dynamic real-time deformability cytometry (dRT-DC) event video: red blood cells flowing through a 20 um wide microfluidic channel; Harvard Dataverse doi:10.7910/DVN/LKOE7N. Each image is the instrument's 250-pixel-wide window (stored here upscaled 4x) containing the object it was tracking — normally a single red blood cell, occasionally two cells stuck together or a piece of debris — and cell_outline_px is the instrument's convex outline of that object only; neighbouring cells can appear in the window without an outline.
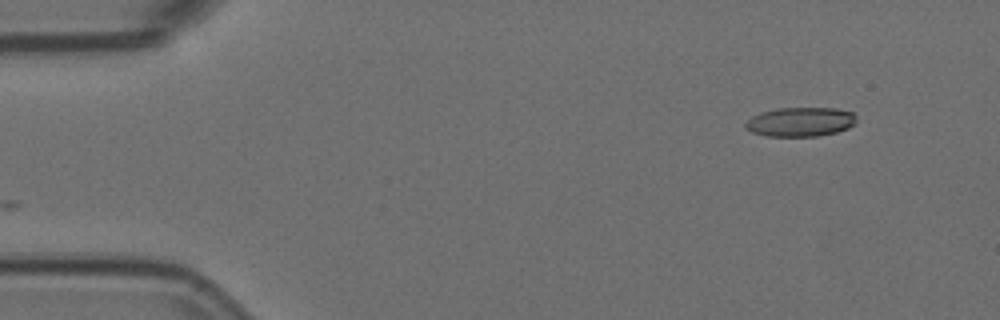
{"species": "Egyptian fruit bat (a non-hibernating species)", "species_latin": "Rousettus aegyptiacus", "temperature_condition": "room temperature", "stored_images_in_passage": 52, "camera_frame_rate_fps": 3000, "um_per_image_px": 0.085, "animal": {"sex": "female"}, "frame": {"image": 1, "passage_image": 1, "time_ms": 0.0, "image_size_px": [1000, 320], "cell_outline_px": [[856, 124], [848, 128], [836, 132], [816, 136], [768, 136], [752, 132], [744, 128], [744, 124], [752, 116], [760, 112], [776, 108], [836, 108], [852, 112], [856, 116]], "centroid_in_image_um": [68.03, 10.35], "position_along_channel_um": 17.0, "area_um2": 19.02}}
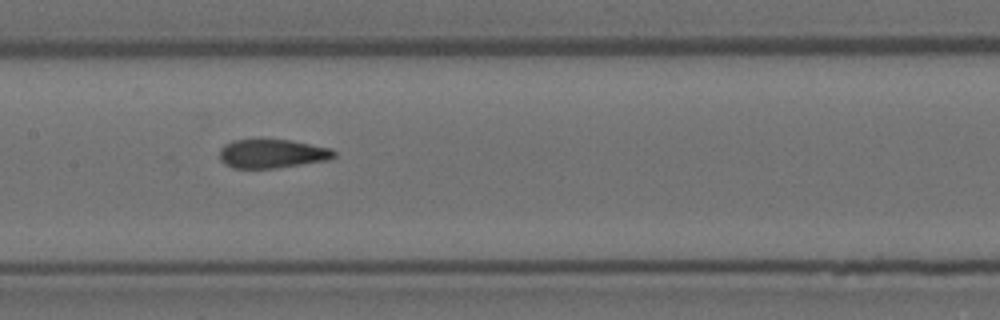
{"frame": {"image": 2, "passage_image": 23, "time_ms": 7.333, "image_size_px": [1000, 320], "cell_outline_px": [[336, 156], [328, 160], [276, 168], [232, 168], [224, 164], [220, 160], [220, 148], [224, 144], [232, 140], [292, 140], [332, 148], [336, 152]], "centroid_in_image_um": [23.14, 13.06], "position_along_channel_um": 184.3, "area_um2": 19.36}}
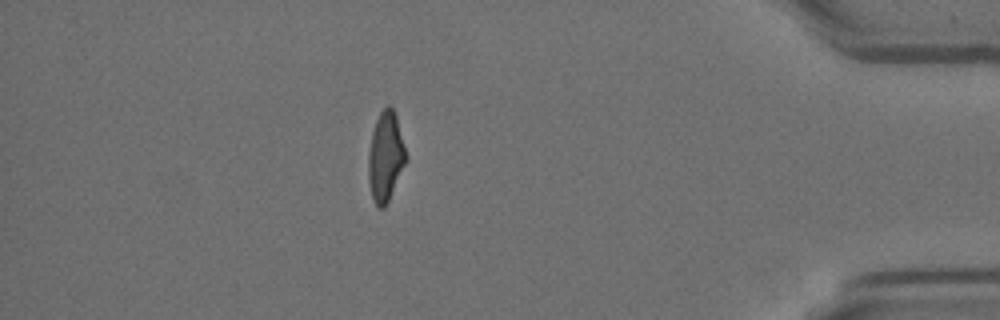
{"frame": {"image": 3, "passage_image": 45, "time_ms": 14.667, "image_size_px": [1000, 320], "cell_outline_px": [[408, 160], [384, 208], [380, 208], [376, 204], [372, 196], [368, 176], [368, 156], [372, 132], [376, 120], [380, 112], [388, 104], [392, 108], [396, 116], [408, 156]], "centroid_in_image_um": [32.79, 13.3], "position_along_channel_um": 402.4, "area_um2": 19.54}, "authors_computed_cell_mechanics": {"area_um2": 19.9988, "velocity_mm_per_s": 3.5888, "shape_relaxation_time_tau1_ms": null, "shape_relaxation_time_tau2_ms": 1.7084, "deformation_change_tau1": null, "deformation_change_tau2": 0.0948}}